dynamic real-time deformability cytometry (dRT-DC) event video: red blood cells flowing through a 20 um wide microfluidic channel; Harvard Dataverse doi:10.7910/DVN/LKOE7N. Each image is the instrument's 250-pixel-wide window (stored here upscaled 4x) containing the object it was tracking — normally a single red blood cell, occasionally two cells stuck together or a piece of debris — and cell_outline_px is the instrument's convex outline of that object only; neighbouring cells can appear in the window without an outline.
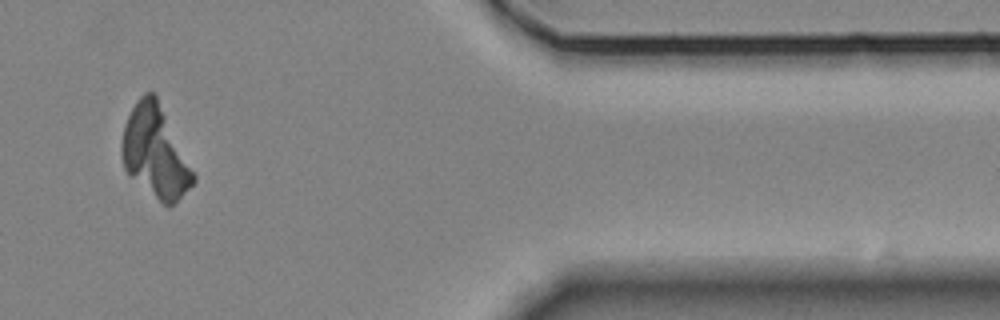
{"species": "Egyptian fruit bat (a non-hibernating species)", "species_latin": "Rousettus aegyptiacus", "temperature_condition": "room temperature", "stored_images_in_passage": 13, "camera_frame_rate_fps": 3000, "um_per_image_px": 0.085, "animal": {"sex": "female"}, "frame": {"image": 1, "passage_image": 11, "time_ms": 13.333, "image_size_px": [1000, 320], "cell_outline_px": [[196, 180], [176, 204], [168, 208], [132, 176], [124, 168], [120, 156], [120, 144], [124, 124], [136, 100], [144, 92], [156, 92], [196, 176]], "centroid_in_image_um": [13.2, 12.88], "position_along_channel_um": 398.2, "area_um2": 38.38}}